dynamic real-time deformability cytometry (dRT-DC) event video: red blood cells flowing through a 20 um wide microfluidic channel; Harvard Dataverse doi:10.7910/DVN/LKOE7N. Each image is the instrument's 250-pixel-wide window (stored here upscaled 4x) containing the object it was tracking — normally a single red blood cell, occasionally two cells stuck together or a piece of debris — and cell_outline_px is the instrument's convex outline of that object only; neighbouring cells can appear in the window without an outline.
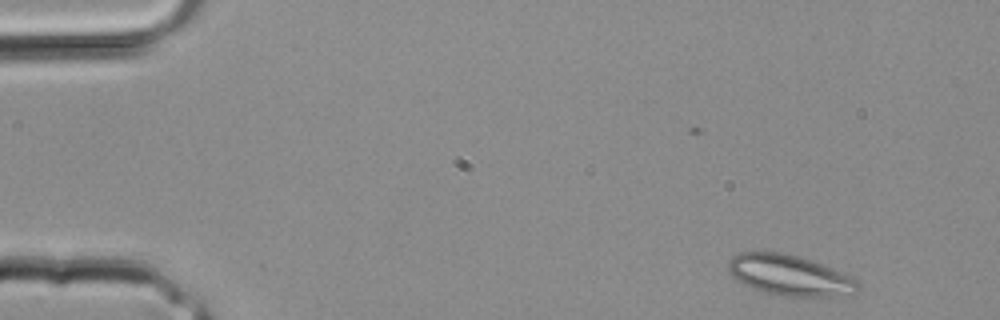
{"species": "common noctule bat (a hibernating species)", "species_latin": "Nyctalus noctula", "temperature_condition": "room temperature", "stored_images_in_passage": 9, "camera_frame_rate_fps": 3000, "um_per_image_px": 0.085, "animal": {"sex": "male", "body_mass_g": 20.4}, "frame": {"image": 1, "passage_image": 1, "time_ms": 0.0, "image_size_px": [1000, 320], "cell_outline_px": [[860, 284], [856, 292], [828, 296], [784, 296], [764, 292], [752, 288], [736, 280], [728, 272], [728, 260], [732, 256], [740, 252], [780, 252], [800, 256], [820, 264], [848, 276], [856, 280]], "centroid_in_image_um": [67.03, 23.39], "position_along_channel_um": 18.0, "area_um2": 30.23}}